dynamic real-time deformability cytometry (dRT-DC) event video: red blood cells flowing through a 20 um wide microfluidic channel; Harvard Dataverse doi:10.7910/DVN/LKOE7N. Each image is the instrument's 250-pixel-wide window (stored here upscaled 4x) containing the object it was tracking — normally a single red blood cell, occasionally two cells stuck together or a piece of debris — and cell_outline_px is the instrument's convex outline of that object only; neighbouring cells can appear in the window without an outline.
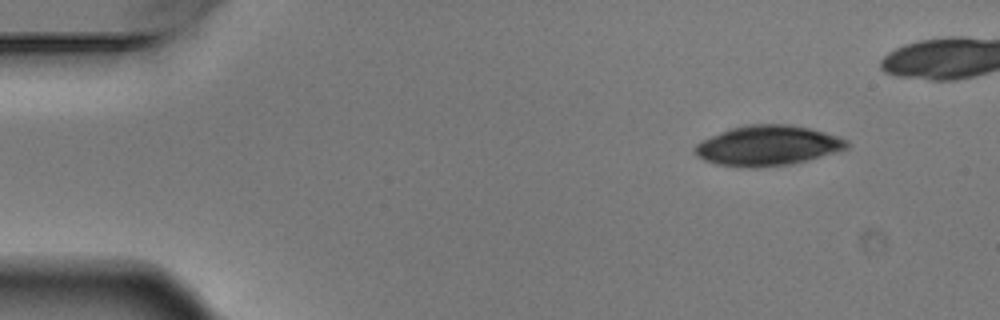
{"species": "Egyptian fruit bat (a non-hibernating species)", "species_latin": "Rousettus aegyptiacus", "temperature_condition": "warm", "stored_images_in_passage": 4, "camera_frame_rate_fps": 3000, "um_per_image_px": 0.085, "animal": {"sex": "male"}, "frame": {"image": 1, "passage_image": 4, "time_ms": 1.0, "image_size_px": [1000, 320], "cell_outline_px": [[848, 148], [836, 152], [808, 160], [792, 164], [756, 168], [752, 168], [716, 164], [704, 160], [696, 156], [692, 152], [692, 148], [700, 140], [720, 132], [732, 128], [748, 124], [792, 124], [824, 132], [848, 140]], "centroid_in_image_um": [65.21, 12.38], "position_along_channel_um": 19.8, "area_um2": 35.72}}